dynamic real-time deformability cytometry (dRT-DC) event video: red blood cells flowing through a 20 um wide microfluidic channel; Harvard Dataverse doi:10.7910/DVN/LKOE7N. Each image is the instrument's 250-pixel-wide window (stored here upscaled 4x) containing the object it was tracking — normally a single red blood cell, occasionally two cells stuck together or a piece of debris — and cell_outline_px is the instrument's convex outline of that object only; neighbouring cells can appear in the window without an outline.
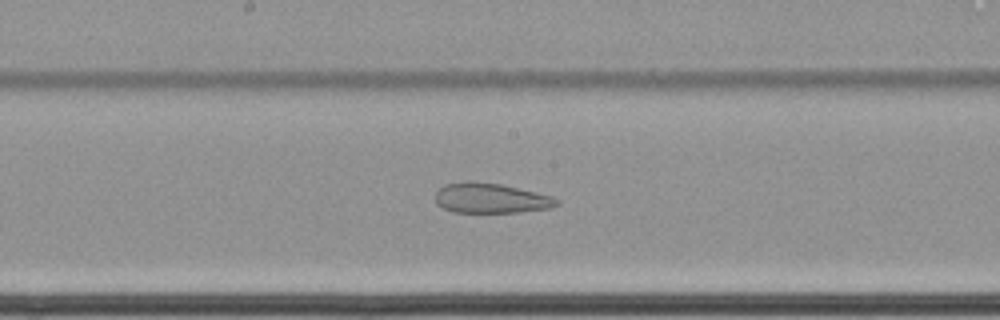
{"species": "common noctule bat (a hibernating species)", "species_latin": "Nyctalus noctula", "temperature_condition": "cold", "stored_images_in_passage": 36, "camera_frame_rate_fps": 3000, "um_per_image_px": 0.085, "animal": {"sex": "female", "body_mass_g": 22.7, "forearm_length_mm": 54.2}, "frame": {"image": 1, "passage_image": 20, "time_ms": 6.333, "image_size_px": [1000, 320], "cell_outline_px": [[560, 204], [552, 208], [520, 212], [452, 212], [436, 204], [436, 192], [444, 184], [468, 180], [472, 180], [504, 184], [552, 196], [560, 200]], "centroid_in_image_um": [41.74, 16.83], "position_along_channel_um": 206.5, "area_um2": 21.62}}
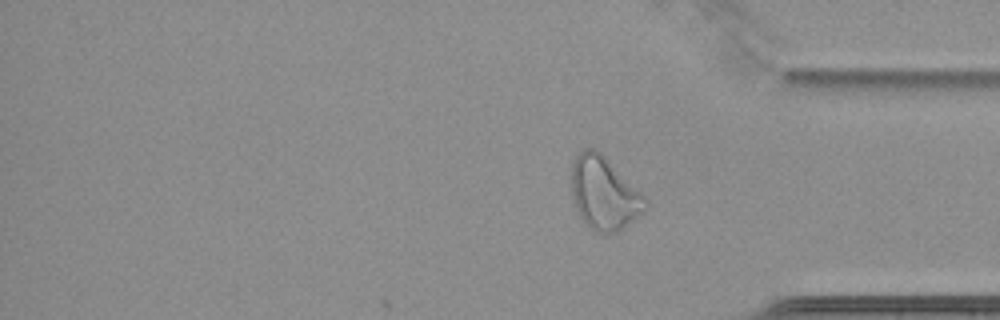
{"frame": {"image": 2, "passage_image": 36, "time_ms": 11.667, "image_size_px": [1000, 320], "cell_outline_px": [[648, 208], [616, 232], [604, 236], [588, 228], [584, 224], [580, 216], [572, 196], [572, 160], [584, 148], [596, 148], [648, 200]], "centroid_in_image_um": [51.32, 16.46], "position_along_channel_um": 383.9, "area_um2": 31.21}, "authors_computed_cell_mechanics": {"area_um2": 23.8714, "velocity_mm_per_s": 3.4388, "shape_relaxation_time_tau1_ms": null, "shape_relaxation_time_tau2_ms": 2.8695, "deformation_change_tau1": null, "deformation_change_tau2": 0.1109}}